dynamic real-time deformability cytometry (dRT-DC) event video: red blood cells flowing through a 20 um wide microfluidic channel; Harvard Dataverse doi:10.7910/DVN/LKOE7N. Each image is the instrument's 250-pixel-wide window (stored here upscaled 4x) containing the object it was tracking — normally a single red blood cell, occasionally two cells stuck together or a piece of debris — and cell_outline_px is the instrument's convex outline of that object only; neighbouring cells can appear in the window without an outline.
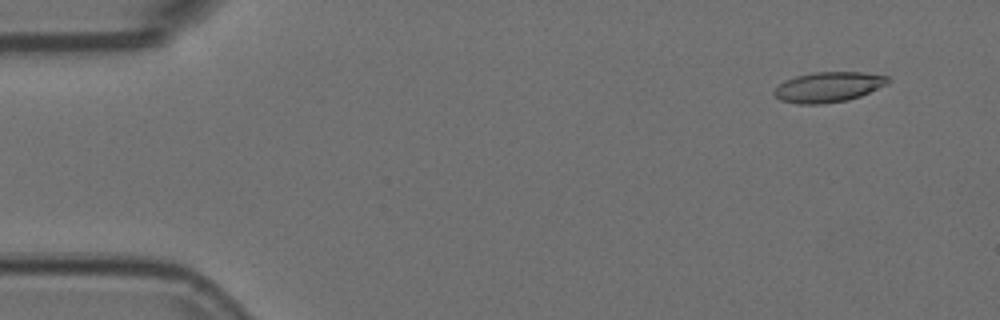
{"species": "Egyptian fruit bat (a non-hibernating species)", "species_latin": "Rousettus aegyptiacus", "temperature_condition": "room temperature", "stored_images_in_passage": 12, "camera_frame_rate_fps": 3000, "um_per_image_px": 0.085, "animal": {"sex": "female"}, "frame": {"image": 1, "passage_image": 1, "time_ms": 0.0, "image_size_px": [1000, 320], "cell_outline_px": [[888, 84], [860, 96], [848, 100], [820, 104], [800, 104], [780, 100], [772, 92], [784, 80], [796, 76], [812, 72], [860, 72], [888, 76]], "centroid_in_image_um": [70.39, 7.39], "position_along_channel_um": 14.6, "area_um2": 19.94}}
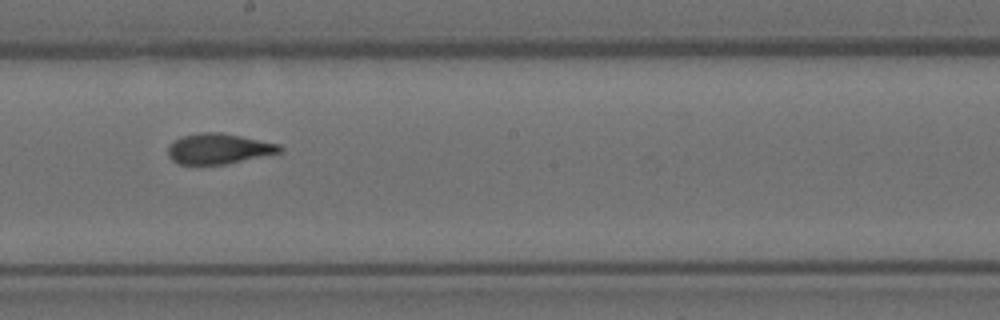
{"frame": {"image": 2, "passage_image": 7, "time_ms": 2.0, "image_size_px": [1000, 320], "cell_outline_px": [[284, 148], [280, 152], [224, 164], [180, 164], [172, 160], [168, 156], [168, 148], [180, 136], [200, 132], [220, 132], [280, 144]], "centroid_in_image_um": [18.57, 12.63], "position_along_channel_um": 229.6, "area_um2": 19.54}}
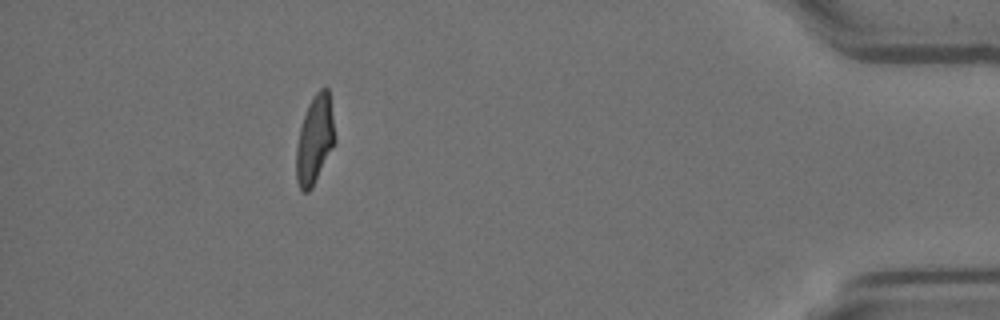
{"frame": {"image": 3, "passage_image": 12, "time_ms": 3.667, "image_size_px": [1000, 320], "cell_outline_px": [[336, 140], [312, 188], [308, 192], [304, 192], [300, 188], [296, 180], [296, 148], [300, 128], [308, 104], [316, 92], [320, 88], [328, 88]], "centroid_in_image_um": [26.74, 11.88], "position_along_channel_um": 408.5, "area_um2": 19.65}}